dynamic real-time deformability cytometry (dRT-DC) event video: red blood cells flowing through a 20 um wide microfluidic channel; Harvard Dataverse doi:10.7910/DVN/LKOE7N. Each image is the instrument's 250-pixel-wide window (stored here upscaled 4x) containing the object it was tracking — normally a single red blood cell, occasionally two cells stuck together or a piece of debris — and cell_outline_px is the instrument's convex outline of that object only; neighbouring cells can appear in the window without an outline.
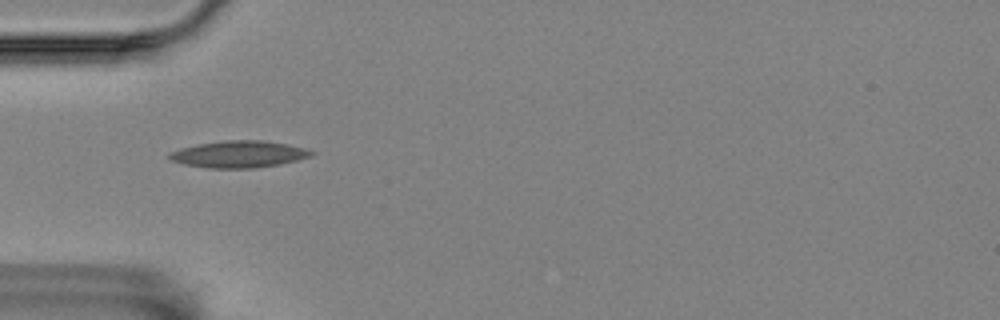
{"species": "Egyptian fruit bat (a non-hibernating species)", "species_latin": "Rousettus aegyptiacus", "temperature_condition": "room temperature", "stored_images_in_passage": 8, "camera_frame_rate_fps": 3000, "um_per_image_px": 0.085, "animal": {"sex": "female"}, "frame": {"image": 1, "passage_image": 1, "time_ms": 0.0, "image_size_px": [1000, 320], "cell_outline_px": [[316, 152], [312, 156], [280, 164], [252, 168], [208, 168], [184, 164], [172, 160], [168, 156], [168, 152], [180, 148], [200, 144], [224, 140], [260, 140], [284, 144], [304, 148]], "centroid_in_image_um": [20.28, 13.11], "position_along_channel_um": 64.7, "area_um2": 21.96}}
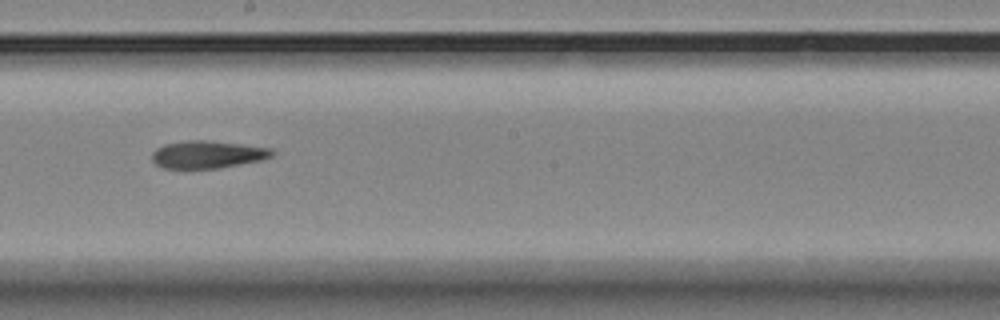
{"frame": {"image": 2, "passage_image": 5, "time_ms": 1.333, "image_size_px": [1000, 320], "cell_outline_px": [[276, 152], [272, 156], [260, 160], [220, 168], [164, 168], [156, 164], [152, 160], [152, 152], [156, 148], [164, 144], [188, 140], [204, 140], [240, 144], [272, 148]], "centroid_in_image_um": [17.64, 13.13], "position_along_channel_um": 230.6, "area_um2": 19.19}}
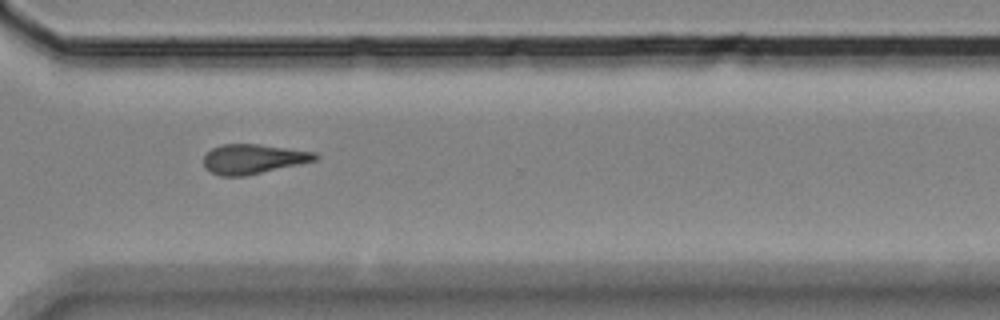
{"frame": {"image": 3, "passage_image": 8, "time_ms": 2.333, "image_size_px": [1000, 320], "cell_outline_px": [[320, 156], [316, 160], [300, 164], [244, 176], [220, 176], [204, 168], [204, 156], [212, 148], [220, 144], [260, 144], [316, 152]], "centroid_in_image_um": [21.52, 13.5], "position_along_channel_um": 349.1, "area_um2": 19.31}}